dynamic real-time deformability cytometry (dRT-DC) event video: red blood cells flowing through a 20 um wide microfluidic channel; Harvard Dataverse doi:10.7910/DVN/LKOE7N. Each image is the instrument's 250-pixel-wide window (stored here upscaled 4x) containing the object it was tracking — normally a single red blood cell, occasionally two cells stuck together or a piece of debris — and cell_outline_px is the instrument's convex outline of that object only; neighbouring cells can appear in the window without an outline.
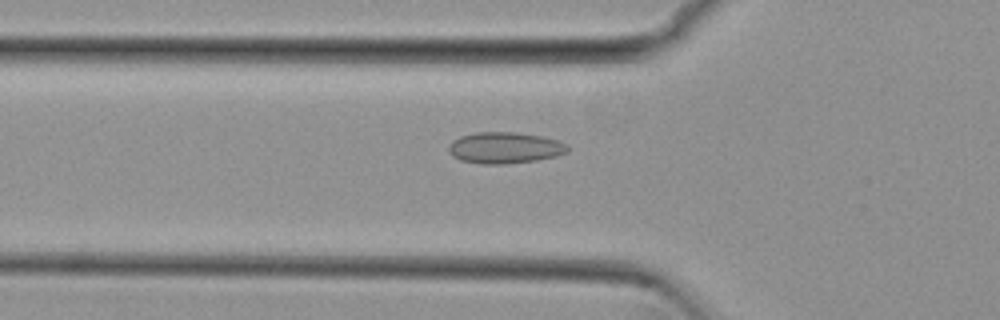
{"species": "common noctule bat (a hibernating species)", "species_latin": "Nyctalus noctula", "temperature_condition": "cold", "stored_images_in_passage": 54, "camera_frame_rate_fps": 3000, "um_per_image_px": 0.085, "animal": {"sex": "female", "body_mass_g": 29.2, "forearm_length_mm": 56.3}, "frame": {"image": 1, "passage_image": 19, "time_ms": 6.0, "image_size_px": [1000, 320], "cell_outline_px": [[568, 152], [556, 156], [536, 160], [504, 164], [480, 164], [460, 160], [452, 156], [448, 148], [448, 144], [452, 140], [460, 136], [476, 132], [516, 132], [540, 136], [556, 140], [568, 144]], "centroid_in_image_um": [42.88, 12.56], "position_along_channel_um": 82.9, "area_um2": 21.79}}
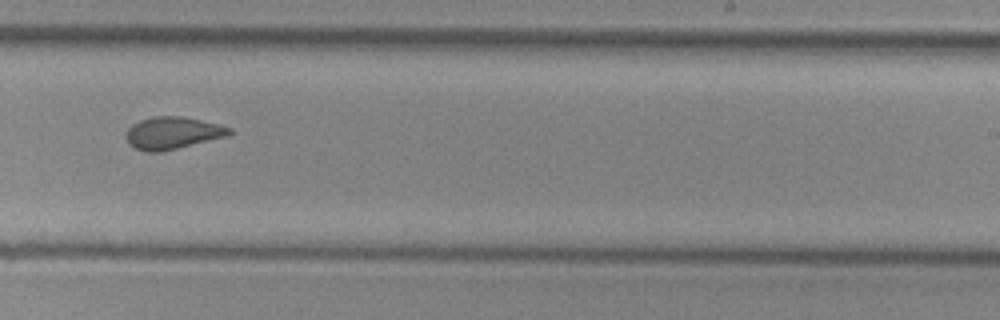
{"frame": {"image": 2, "passage_image": 34, "time_ms": 11.0, "image_size_px": [1000, 320], "cell_outline_px": [[236, 132], [228, 136], [164, 152], [144, 152], [128, 144], [124, 136], [128, 128], [132, 124], [140, 120], [152, 116], [184, 116], [220, 124], [232, 128]], "centroid_in_image_um": [14.69, 11.31], "position_along_channel_um": 274.3, "area_um2": 20.0}}
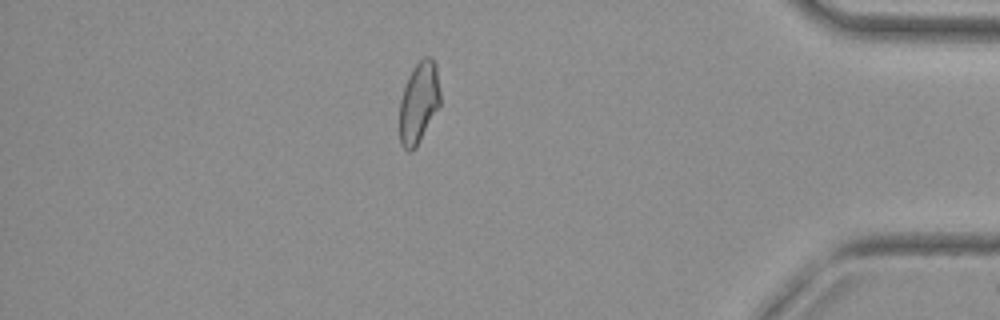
{"frame": {"image": 3, "passage_image": 47, "time_ms": 15.333, "image_size_px": [1000, 320], "cell_outline_px": [[440, 108], [416, 148], [412, 152], [408, 152], [400, 144], [400, 100], [408, 76], [412, 68], [424, 56], [432, 56], [436, 64], [440, 92]], "centroid_in_image_um": [35.62, 8.73], "position_along_channel_um": 399.6, "area_um2": 19.71}, "authors_computed_cell_mechanics": {"area_um2": 19.9988, "velocity_mm_per_s": 3.8178, "shape_relaxation_time_tau1_ms": null, "shape_relaxation_time_tau2_ms": 1.7116, "deformation_change_tau1": null, "deformation_change_tau2": 0.0556}}